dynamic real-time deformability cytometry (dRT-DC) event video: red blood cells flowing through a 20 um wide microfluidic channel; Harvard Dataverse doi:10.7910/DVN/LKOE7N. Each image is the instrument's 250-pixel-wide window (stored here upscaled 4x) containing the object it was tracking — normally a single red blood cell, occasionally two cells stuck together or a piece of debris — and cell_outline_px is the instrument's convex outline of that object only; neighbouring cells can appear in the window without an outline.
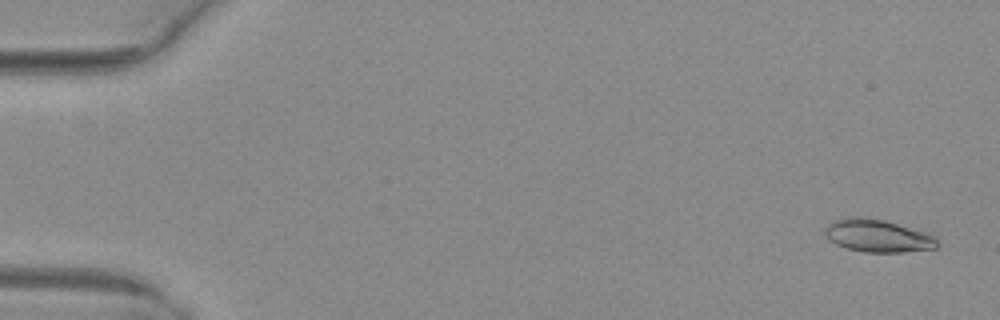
{"species": "common noctule bat (a hibernating species)", "species_latin": "Nyctalus noctula", "temperature_condition": "warm", "stored_images_in_passage": 12, "camera_frame_rate_fps": 3000, "um_per_image_px": 0.085, "animal": {"sex": "female", "body_mass_g": 29.2, "forearm_length_mm": 56.3}, "frame": {"image": 1, "passage_image": 2, "time_ms": 0.333, "image_size_px": [1000, 320], "cell_outline_px": [[940, 244], [936, 248], [904, 252], [864, 252], [848, 248], [836, 244], [828, 240], [824, 232], [824, 228], [828, 224], [836, 220], [848, 216], [856, 216], [884, 220], [924, 232], [936, 236]], "centroid_in_image_um": [74.6, 20.04], "position_along_channel_um": 10.4, "area_um2": 21.39}}